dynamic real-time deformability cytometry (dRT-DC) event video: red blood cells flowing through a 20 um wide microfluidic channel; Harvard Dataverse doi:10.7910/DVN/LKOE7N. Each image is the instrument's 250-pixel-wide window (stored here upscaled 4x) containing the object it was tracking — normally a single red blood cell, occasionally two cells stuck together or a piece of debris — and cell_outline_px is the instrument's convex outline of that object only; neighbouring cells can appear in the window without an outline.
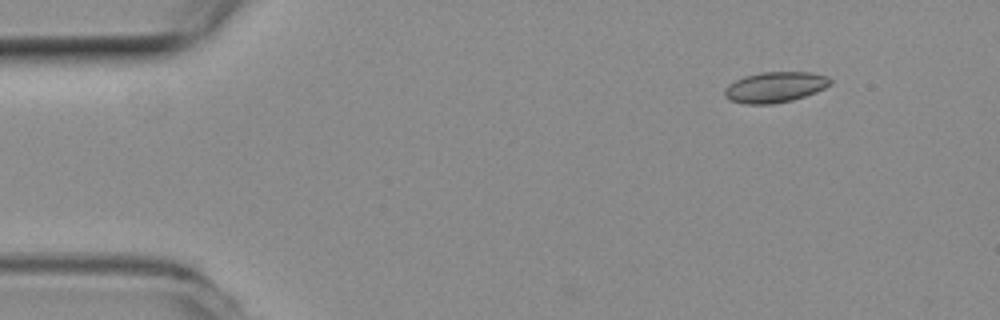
{"species": "common noctule bat (a hibernating species)", "species_latin": "Nyctalus noctula", "temperature_condition": "room temperature", "stored_images_in_passage": 2, "camera_frame_rate_fps": 3000, "um_per_image_px": 0.085, "animal": {"sex": "female", "body_mass_g": 19.3, "forearm_length_mm": 54.1}, "frame": {"image": 1, "passage_image": 2, "time_ms": 0.333, "image_size_px": [1000, 320], "cell_outline_px": [[832, 84], [816, 92], [792, 100], [772, 104], [744, 104], [728, 100], [724, 96], [724, 88], [728, 84], [744, 76], [760, 72], [812, 72], [828, 76], [832, 80]], "centroid_in_image_um": [65.86, 7.4], "position_along_channel_um": 19.1, "area_um2": 19.07}}